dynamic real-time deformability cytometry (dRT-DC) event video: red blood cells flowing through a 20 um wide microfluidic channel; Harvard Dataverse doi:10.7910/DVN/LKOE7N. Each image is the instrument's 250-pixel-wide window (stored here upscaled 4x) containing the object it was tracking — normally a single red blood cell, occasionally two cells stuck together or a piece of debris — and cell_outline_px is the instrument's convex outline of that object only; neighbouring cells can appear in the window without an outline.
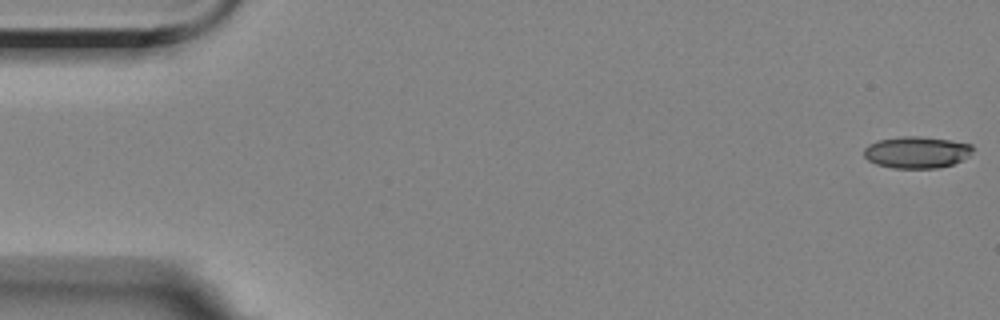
{"species": "Egyptian fruit bat (a non-hibernating species)", "species_latin": "Rousettus aegyptiacus", "temperature_condition": "room temperature", "stored_images_in_passage": 13, "camera_frame_rate_fps": 3000, "um_per_image_px": 0.085, "animal": {"sex": "female"}, "frame": {"image": 1, "passage_image": 1, "time_ms": 0.0, "image_size_px": [1000, 320], "cell_outline_px": [[972, 152], [968, 156], [952, 164], [936, 168], [892, 168], [876, 164], [868, 160], [864, 156], [864, 148], [868, 144], [880, 140], [904, 136], [920, 136], [948, 140], [972, 144]], "centroid_in_image_um": [77.89, 12.94], "position_along_channel_um": 7.1, "area_um2": 19.94}}